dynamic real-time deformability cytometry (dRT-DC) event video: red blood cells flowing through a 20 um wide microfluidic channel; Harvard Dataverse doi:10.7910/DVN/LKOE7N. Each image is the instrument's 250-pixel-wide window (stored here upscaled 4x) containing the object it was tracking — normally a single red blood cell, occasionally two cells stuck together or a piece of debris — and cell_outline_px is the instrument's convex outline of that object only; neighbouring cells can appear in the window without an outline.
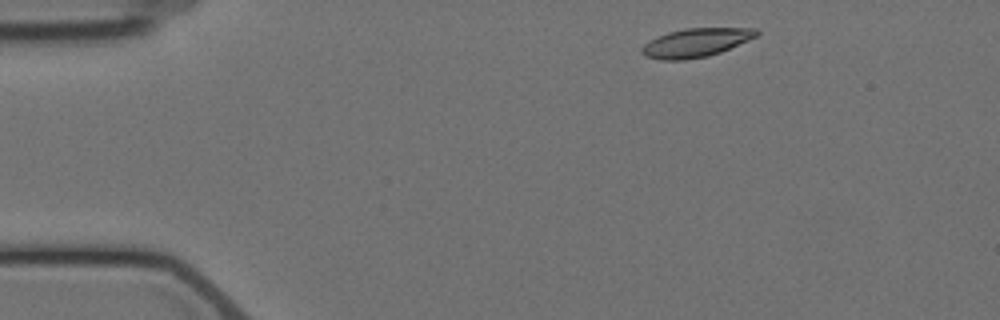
{"species": "Egyptian fruit bat (a non-hibernating species)", "species_latin": "Rousettus aegyptiacus", "temperature_condition": "cold", "stored_images_in_passage": 4, "camera_frame_rate_fps": 3000, "um_per_image_px": 0.085, "animal": {"sex": "female"}, "frame": {"image": 1, "passage_image": 1, "time_ms": 0.0, "image_size_px": [1000, 320], "cell_outline_px": [[760, 32], [756, 36], [748, 40], [720, 52], [708, 56], [684, 60], [660, 60], [644, 56], [640, 52], [640, 48], [648, 40], [656, 36], [668, 32], [684, 28], [756, 28]], "centroid_in_image_um": [59.08, 3.63], "position_along_channel_um": 25.9, "area_um2": 19.31}}